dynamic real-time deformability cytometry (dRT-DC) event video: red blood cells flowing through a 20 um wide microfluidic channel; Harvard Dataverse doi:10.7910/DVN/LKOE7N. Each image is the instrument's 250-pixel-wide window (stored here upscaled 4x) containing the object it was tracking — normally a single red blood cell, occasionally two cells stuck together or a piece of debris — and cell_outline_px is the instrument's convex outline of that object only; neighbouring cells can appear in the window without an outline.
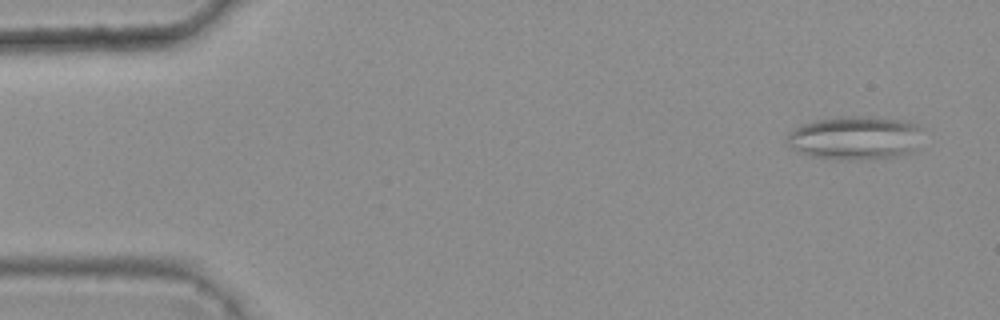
{"species": "common noctule bat (a hibernating species)", "species_latin": "Nyctalus noctula", "temperature_condition": "warm", "stored_images_in_passage": 6, "segment_of_instrument_passage": [1, 2], "camera_frame_rate_fps": 3000, "um_per_image_px": 0.085, "animal": {"sex": "female", "body_mass_g": 25.1}, "frame": {"image": 1, "passage_image": 1, "time_ms": 0.0, "image_size_px": [1000, 320], "cell_outline_px": [[920, 128], [916, 148], [912, 152], [900, 156], [848, 160], [836, 160], [808, 156], [792, 148], [784, 140], [796, 128], [804, 124], [816, 120], [840, 116], [872, 116], [904, 120], [920, 124]], "centroid_in_image_um": [72.69, 11.72], "position_along_channel_um": 12.3, "area_um2": 34.62}}